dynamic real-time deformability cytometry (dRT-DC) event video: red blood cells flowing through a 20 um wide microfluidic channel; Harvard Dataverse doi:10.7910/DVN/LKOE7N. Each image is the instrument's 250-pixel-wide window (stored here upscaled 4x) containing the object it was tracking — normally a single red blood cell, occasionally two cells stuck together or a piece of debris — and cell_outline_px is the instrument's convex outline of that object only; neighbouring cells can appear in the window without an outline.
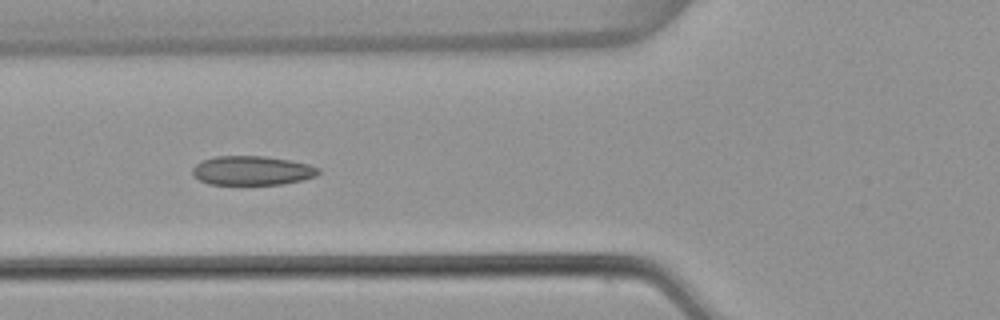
{"species": "common noctule bat (a hibernating species)", "species_latin": "Nyctalus noctula", "temperature_condition": "warm", "stored_images_in_passage": 6, "camera_frame_rate_fps": 3000, "um_per_image_px": 0.085, "animal": {"sex": "female", "body_mass_g": 22.7, "forearm_length_mm": 54.2}, "frame": {"image": 1, "passage_image": 5, "time_ms": 1.333, "image_size_px": [1000, 320], "cell_outline_px": [[320, 172], [316, 176], [300, 180], [280, 184], [208, 184], [192, 176], [192, 168], [200, 160], [216, 156], [264, 156], [288, 160], [308, 164], [320, 168]], "centroid_in_image_um": [21.38, 14.49], "position_along_channel_um": 104.4, "area_um2": 21.39}}
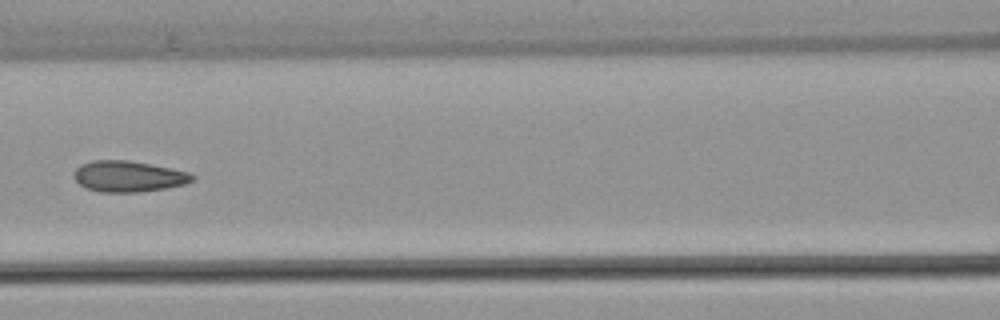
{"frame": {"image": 2, "passage_image": 6, "time_ms": 1.667, "image_size_px": [1000, 320], "cell_outline_px": [[196, 176], [192, 180], [184, 184], [164, 188], [140, 192], [100, 192], [88, 188], [80, 184], [72, 176], [76, 168], [80, 164], [92, 160], [128, 160], [188, 172]], "centroid_in_image_um": [10.87, 14.99], "position_along_channel_um": 155.7, "area_um2": 21.15}}